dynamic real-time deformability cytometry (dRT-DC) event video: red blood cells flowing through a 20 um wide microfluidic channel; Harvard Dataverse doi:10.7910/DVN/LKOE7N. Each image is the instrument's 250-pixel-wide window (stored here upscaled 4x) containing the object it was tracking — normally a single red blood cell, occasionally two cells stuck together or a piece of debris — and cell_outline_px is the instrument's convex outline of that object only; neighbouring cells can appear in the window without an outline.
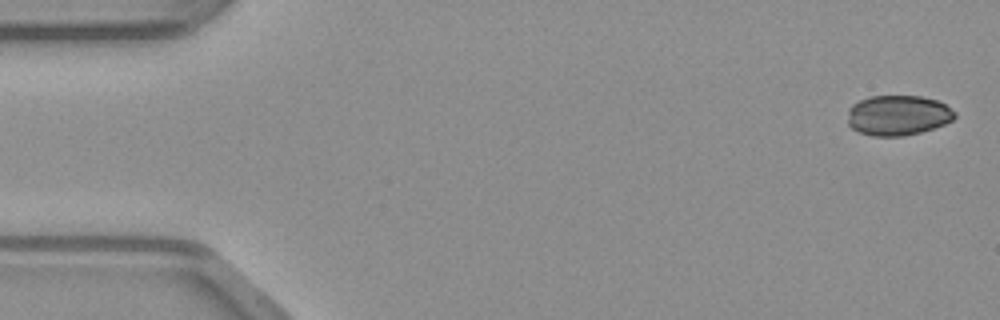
{"species": "common noctule bat (a hibernating species)", "species_latin": "Nyctalus noctula", "temperature_condition": "warm", "stored_images_in_passage": 48, "camera_frame_rate_fps": 3000, "um_per_image_px": 0.085, "animal": {"sex": "male", "body_mass_g": 23.1, "forearm_length_mm": 52.7}, "frame": {"image": 1, "passage_image": 1, "time_ms": 0.0, "image_size_px": [1000, 320], "cell_outline_px": [[956, 116], [952, 120], [944, 124], [920, 132], [904, 136], [872, 136], [860, 132], [852, 128], [848, 124], [848, 108], [852, 104], [868, 96], [920, 96], [936, 100], [944, 104], [956, 112]], "centroid_in_image_um": [76.3, 9.8], "position_along_channel_um": 8.7, "area_um2": 25.09}}
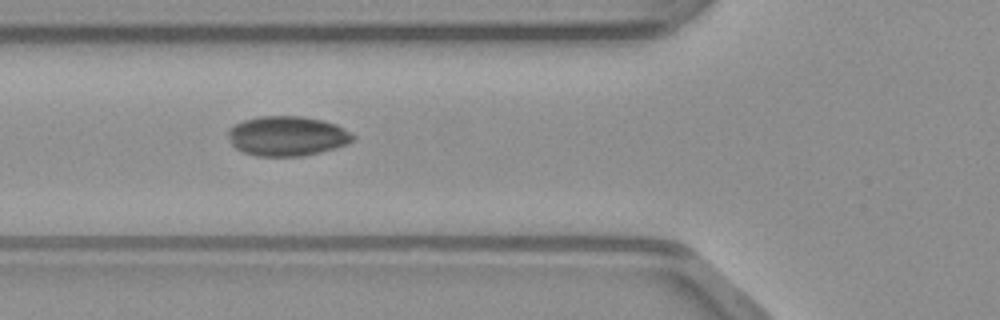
{"frame": {"image": 2, "passage_image": 17, "time_ms": 5.333, "image_size_px": [1000, 320], "cell_outline_px": [[356, 136], [348, 144], [336, 148], [304, 156], [256, 156], [244, 152], [236, 148], [232, 144], [228, 136], [228, 128], [244, 120], [260, 116], [300, 116], [324, 120], [336, 124]], "centroid_in_image_um": [24.42, 11.56], "position_along_channel_um": 101.4, "area_um2": 28.96}}
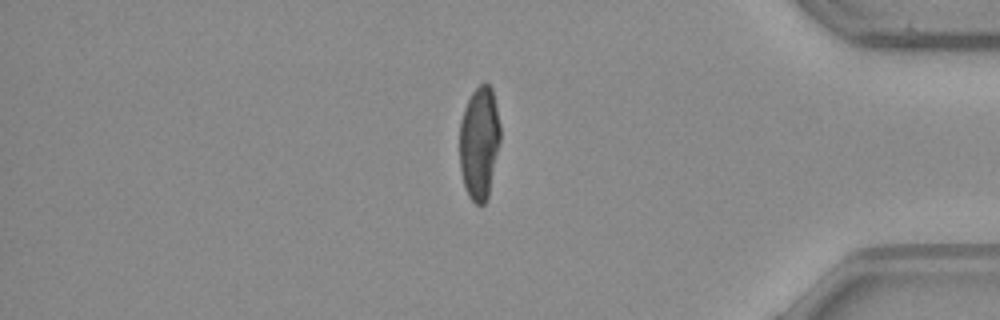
{"frame": {"image": 3, "passage_image": 40, "time_ms": 13.0, "image_size_px": [1000, 320], "cell_outline_px": [[500, 140], [488, 196], [484, 204], [476, 204], [468, 196], [464, 184], [460, 168], [460, 120], [464, 108], [472, 92], [484, 80], [492, 88], [500, 124]], "centroid_in_image_um": [40.74, 12.1], "position_along_channel_um": 394.5, "area_um2": 26.76}}